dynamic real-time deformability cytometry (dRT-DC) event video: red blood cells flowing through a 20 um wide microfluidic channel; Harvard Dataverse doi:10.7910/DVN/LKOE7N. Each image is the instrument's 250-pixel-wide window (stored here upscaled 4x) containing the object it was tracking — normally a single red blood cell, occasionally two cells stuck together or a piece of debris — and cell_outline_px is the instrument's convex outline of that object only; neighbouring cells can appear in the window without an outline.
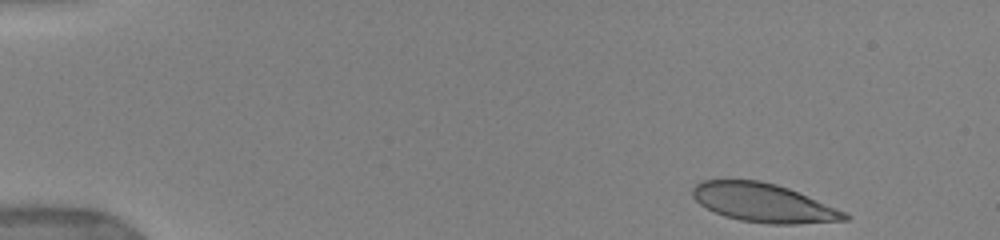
{"species": "human", "species_latin": "Homo sapiens", "temperature_condition": "warm", "stored_images_in_passage": 22, "camera_frame_rate_fps": 3000, "um_per_image_px": 0.085, "donor": {"sex": "female"}, "frame": {"image": 1, "passage_image": 1, "time_ms": 0.0, "image_size_px": [1000, 240], "cell_outline_px": [[852, 216], [848, 220], [796, 224], [768, 224], [740, 220], [724, 216], [700, 204], [692, 196], [692, 188], [700, 180], [760, 180], [776, 184], [788, 188], [848, 212]], "centroid_in_image_um": [64.93, 17.24], "position_along_channel_um": 20.1, "area_um2": 34.39}}
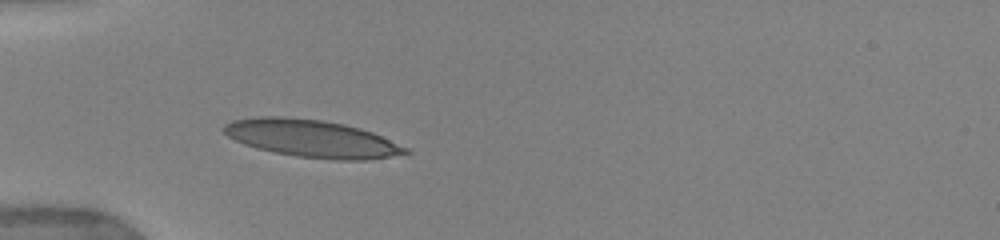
{"frame": {"image": 2, "passage_image": 21, "time_ms": 3.667, "image_size_px": [1000, 240], "cell_outline_px": [[412, 152], [368, 160], [336, 160], [296, 156], [276, 152], [244, 144], [228, 136], [220, 128], [224, 124], [232, 120], [260, 116], [284, 116], [320, 120], [344, 124], [360, 128], [372, 132], [408, 148]], "centroid_in_image_um": [26.49, 11.76], "position_along_channel_um": 58.5, "area_um2": 39.42}}